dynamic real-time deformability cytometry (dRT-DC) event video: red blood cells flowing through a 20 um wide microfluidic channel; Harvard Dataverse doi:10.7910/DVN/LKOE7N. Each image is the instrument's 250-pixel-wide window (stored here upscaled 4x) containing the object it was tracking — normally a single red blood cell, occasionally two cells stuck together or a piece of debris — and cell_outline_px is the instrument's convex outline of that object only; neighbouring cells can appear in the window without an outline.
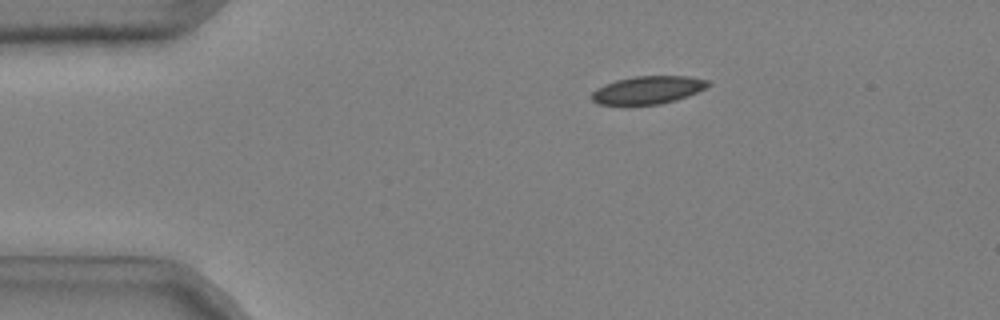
{"species": "common noctule bat (a hibernating species)", "species_latin": "Nyctalus noctula", "temperature_condition": "cold", "stored_images_in_passage": 33, "camera_frame_rate_fps": 3000, "um_per_image_px": 0.085, "animal": {"sex": "male", "body_mass_g": 20.4}, "frame": {"image": 1, "passage_image": 10, "time_ms": 3.0, "image_size_px": [1000, 320], "cell_outline_px": [[712, 84], [688, 96], [676, 100], [660, 104], [596, 104], [592, 100], [592, 92], [596, 88], [604, 84], [616, 80], [636, 76], [688, 76], [708, 80]], "centroid_in_image_um": [55.07, 7.64], "position_along_channel_um": 29.9, "area_um2": 18.79}}
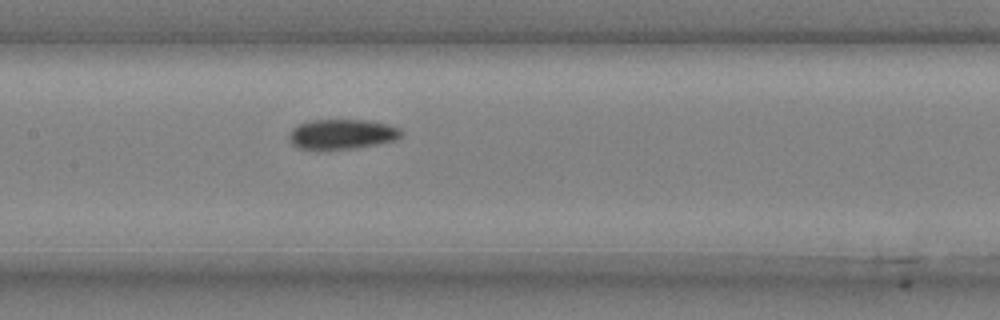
{"frame": {"image": 2, "passage_image": 26, "time_ms": 8.333, "image_size_px": [1000, 320], "cell_outline_px": [[400, 136], [396, 140], [376, 144], [352, 148], [316, 152], [296, 148], [292, 144], [288, 136], [292, 128], [300, 124], [312, 120], [368, 120], [388, 124], [400, 128]], "centroid_in_image_um": [28.99, 11.44], "position_along_channel_um": 178.4, "area_um2": 20.0}}
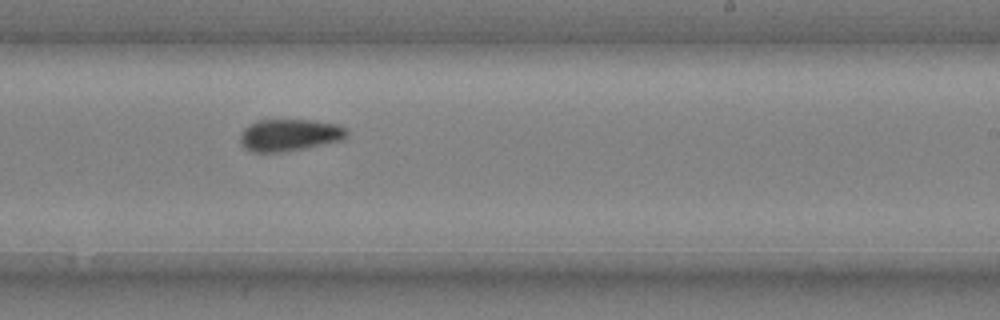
{"frame": {"image": 3, "passage_image": 33, "time_ms": 10.667, "image_size_px": [1000, 320], "cell_outline_px": [[348, 136], [344, 140], [308, 148], [288, 152], [252, 152], [244, 148], [240, 144], [240, 132], [248, 124], [260, 120], [312, 120], [336, 124], [344, 128], [348, 132]], "centroid_in_image_um": [24.6, 11.5], "position_along_channel_um": 264.4, "area_um2": 20.29}}